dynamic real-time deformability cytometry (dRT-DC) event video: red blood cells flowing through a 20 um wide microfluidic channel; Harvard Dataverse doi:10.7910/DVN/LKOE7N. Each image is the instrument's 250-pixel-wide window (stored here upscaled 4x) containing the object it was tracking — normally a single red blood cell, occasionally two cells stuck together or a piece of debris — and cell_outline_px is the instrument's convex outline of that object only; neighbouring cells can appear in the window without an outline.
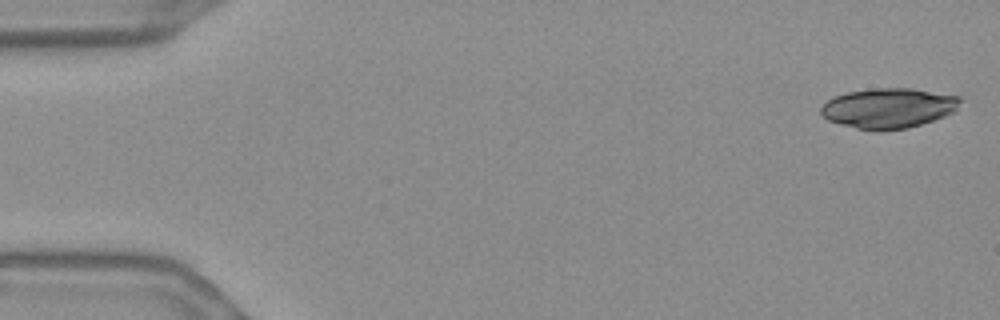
{"species": "Egyptian fruit bat (a non-hibernating species)", "species_latin": "Rousettus aegyptiacus", "temperature_condition": "warm", "stored_images_in_passage": 54, "camera_frame_rate_fps": 3000, "um_per_image_px": 0.085, "frame": {"image": 1, "passage_image": 1, "time_ms": 0.0, "image_size_px": [1000, 320], "cell_outline_px": [[960, 100], [956, 108], [952, 112], [944, 116], [908, 128], [856, 128], [840, 124], [828, 120], [820, 112], [820, 108], [828, 100], [836, 96], [848, 92], [876, 88], [912, 88], [960, 96]], "centroid_in_image_um": [75.52, 9.15], "position_along_channel_um": 9.5, "area_um2": 31.62}}